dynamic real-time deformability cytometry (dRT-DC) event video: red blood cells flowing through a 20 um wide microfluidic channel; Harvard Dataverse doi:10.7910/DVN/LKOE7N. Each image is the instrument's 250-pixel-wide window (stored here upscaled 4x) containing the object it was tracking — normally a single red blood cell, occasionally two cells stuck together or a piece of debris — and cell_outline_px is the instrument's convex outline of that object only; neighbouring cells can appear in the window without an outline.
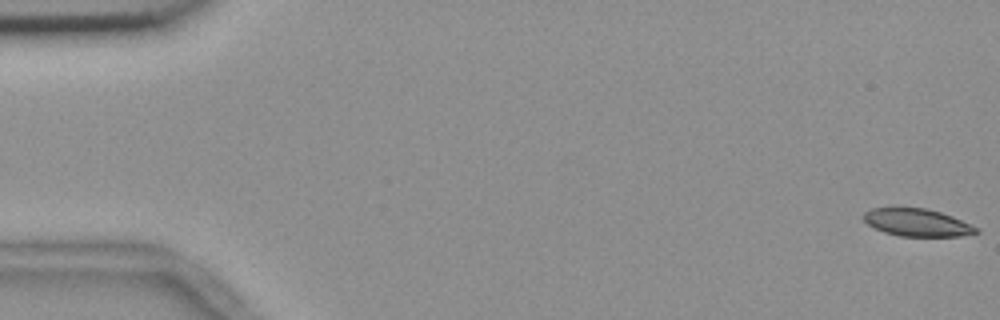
{"species": "common noctule bat (a hibernating species)", "species_latin": "Nyctalus noctula", "temperature_condition": "room temperature", "stored_images_in_passage": 5, "camera_frame_rate_fps": 3000, "um_per_image_px": 0.085, "animal": {"sex": "female", "body_mass_g": 18.4}, "frame": {"image": 1, "passage_image": 1, "time_ms": 0.0, "image_size_px": [1000, 320], "cell_outline_px": [[980, 232], [960, 236], [900, 236], [884, 232], [868, 224], [864, 220], [864, 212], [872, 208], [924, 208], [940, 212], [952, 216], [976, 228]], "centroid_in_image_um": [77.93, 18.92], "position_along_channel_um": 7.1, "area_um2": 17.69}}
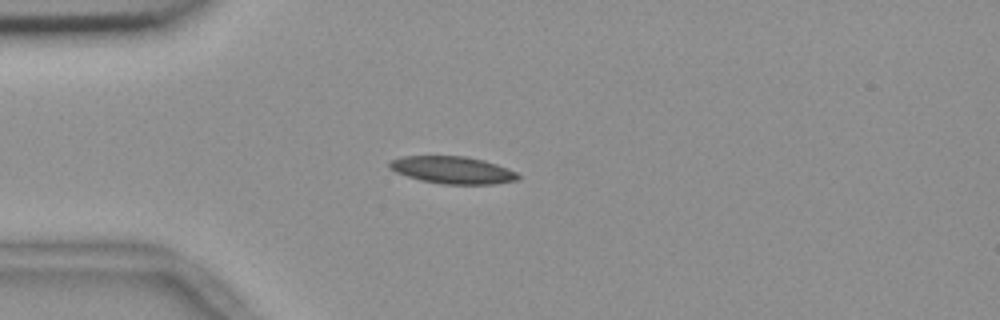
{"frame": {"image": 2, "passage_image": 5, "time_ms": 1.333, "image_size_px": [1000, 320], "cell_outline_px": [[520, 180], [496, 184], [440, 184], [420, 180], [396, 172], [388, 168], [388, 164], [392, 160], [404, 156], [464, 156], [484, 160], [508, 168], [516, 172], [520, 176]], "centroid_in_image_um": [38.5, 14.46], "position_along_channel_um": 46.5, "area_um2": 20.52}}